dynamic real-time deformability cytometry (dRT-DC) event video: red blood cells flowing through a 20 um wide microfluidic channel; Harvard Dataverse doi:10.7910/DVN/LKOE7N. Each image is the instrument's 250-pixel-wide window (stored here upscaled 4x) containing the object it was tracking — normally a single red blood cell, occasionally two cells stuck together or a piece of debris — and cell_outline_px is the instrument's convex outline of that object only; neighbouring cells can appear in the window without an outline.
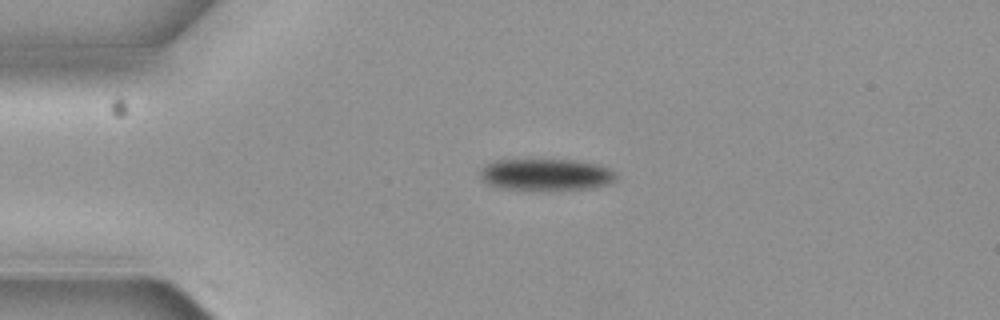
{"species": "common noctule bat (a hibernating species)", "species_latin": "Nyctalus noctula", "temperature_condition": "cold", "stored_images_in_passage": 2, "camera_frame_rate_fps": 3000, "um_per_image_px": 0.085, "animal": {"sex": "female", "body_mass_g": 19.3, "forearm_length_mm": 54.1}, "frame": {"image": 1, "passage_image": 1, "time_ms": 0.0, "image_size_px": [1000, 320], "cell_outline_px": [[620, 176], [616, 180], [608, 184], [588, 188], [500, 188], [488, 184], [480, 176], [480, 168], [496, 160], [576, 160], [596, 164], [608, 168], [616, 172]], "centroid_in_image_um": [46.45, 14.81], "position_along_channel_um": 38.6, "area_um2": 24.51}}